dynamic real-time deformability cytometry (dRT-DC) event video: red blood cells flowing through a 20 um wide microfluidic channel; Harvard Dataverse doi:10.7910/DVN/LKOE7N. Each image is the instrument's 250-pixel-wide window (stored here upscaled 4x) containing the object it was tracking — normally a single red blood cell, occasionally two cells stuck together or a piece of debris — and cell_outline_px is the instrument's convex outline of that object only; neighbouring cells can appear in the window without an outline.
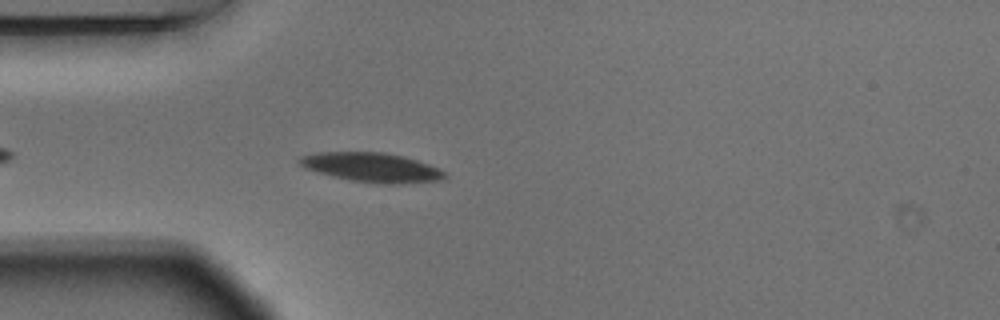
{"species": "Egyptian fruit bat (a non-hibernating species)", "species_latin": "Rousettus aegyptiacus", "temperature_condition": "warm", "stored_images_in_passage": 42, "camera_frame_rate_fps": 3000, "um_per_image_px": 0.085, "animal": {"sex": "male"}, "frame": {"image": 1, "passage_image": 5, "time_ms": 1.333, "image_size_px": [1000, 320], "cell_outline_px": [[448, 176], [444, 180], [396, 184], [380, 184], [348, 180], [332, 176], [304, 168], [300, 164], [300, 156], [316, 152], [384, 152], [404, 156], [440, 168]], "centroid_in_image_um": [31.63, 14.23], "position_along_channel_um": 53.4, "area_um2": 24.97}}
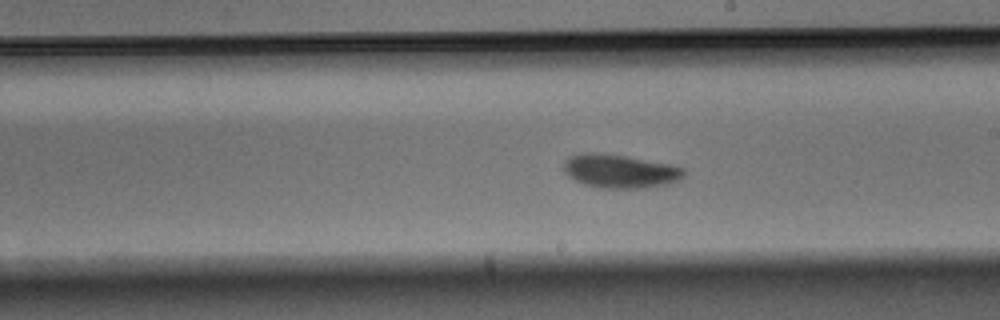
{"frame": {"image": 2, "passage_image": 17, "time_ms": 5.333, "image_size_px": [1000, 320], "cell_outline_px": [[684, 176], [680, 180], [668, 184], [644, 188], [596, 188], [584, 184], [568, 176], [564, 172], [564, 160], [568, 156], [580, 152], [596, 152], [624, 156], [672, 164], [684, 168]], "centroid_in_image_um": [52.68, 14.54], "position_along_channel_um": 236.3, "area_um2": 23.81}}
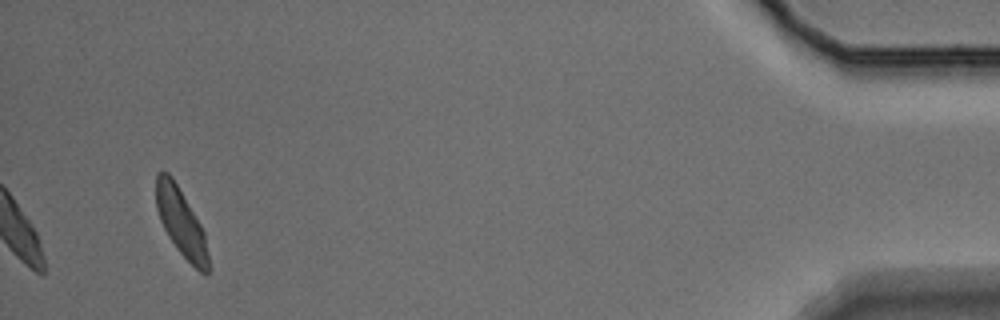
{"frame": {"image": 3, "passage_image": 42, "time_ms": 13.667, "image_size_px": [1000, 320], "cell_outline_px": [[208, 272], [200, 272], [176, 248], [168, 236], [160, 220], [156, 208], [156, 176], [160, 172], [168, 172], [172, 176], [200, 224], [204, 232], [208, 256]], "centroid_in_image_um": [15.36, 18.87], "position_along_channel_um": 419.8, "area_um2": 20.06}, "authors_computed_cell_mechanics": {"area_um2": 22.1374, "velocity_mm_per_s": 3.642, "shape_relaxation_time_tau1_ms": 2.7546, "shape_relaxation_time_tau2_ms": 4.6003, "deformation_change_tau1": 0.0929, "deformation_change_tau2": 0.094}}